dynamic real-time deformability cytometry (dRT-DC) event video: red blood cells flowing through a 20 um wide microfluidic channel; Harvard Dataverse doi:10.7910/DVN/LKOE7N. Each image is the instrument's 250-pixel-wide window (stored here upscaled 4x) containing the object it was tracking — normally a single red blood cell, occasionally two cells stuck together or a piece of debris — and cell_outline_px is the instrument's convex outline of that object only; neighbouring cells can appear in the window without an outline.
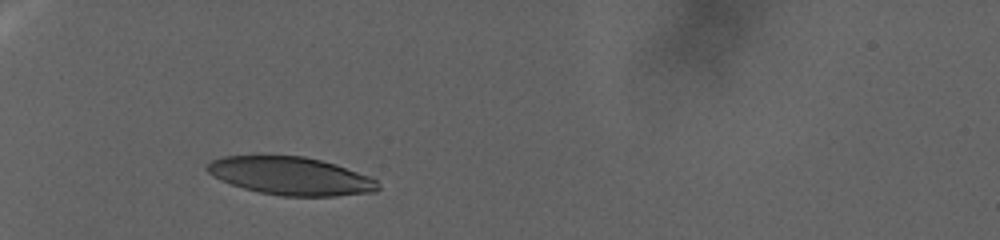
{"species": "human", "species_latin": "Homo sapiens", "temperature_condition": "warm", "stored_images_in_passage": 68, "camera_frame_rate_fps": 3000, "um_per_image_px": 0.085, "donor": {"sex": "female"}, "frame": {"image": 1, "passage_image": 1, "time_ms": 0.0, "image_size_px": [1000, 240], "cell_outline_px": [[380, 188], [376, 192], [336, 196], [280, 196], [260, 192], [244, 188], [220, 180], [212, 176], [204, 168], [204, 164], [212, 160], [224, 156], [260, 152], [304, 156], [336, 164], [368, 176], [376, 180], [380, 184]], "centroid_in_image_um": [24.63, 14.91], "position_along_channel_um": 60.4, "area_um2": 39.07}}
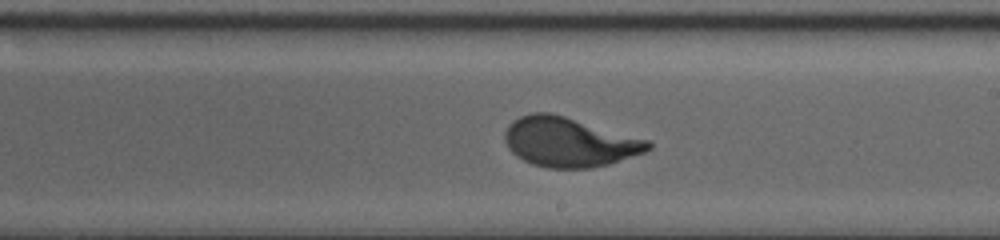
{"frame": {"image": 2, "passage_image": 36, "time_ms": 11.667, "image_size_px": [1000, 240], "cell_outline_px": [[652, 148], [644, 152], [608, 164], [592, 168], [548, 168], [532, 164], [516, 156], [508, 148], [504, 140], [504, 132], [508, 124], [520, 116], [532, 112], [548, 112], [564, 116], [648, 140], [652, 144]], "centroid_in_image_um": [48.33, 12.08], "position_along_channel_um": 240.7, "area_um2": 41.1}}
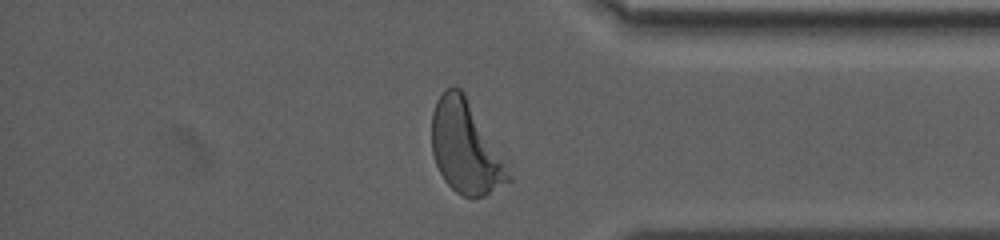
{"frame": {"image": 3, "passage_image": 63, "time_ms": 20.667, "image_size_px": [1000, 240], "cell_outline_px": [[512, 180], [484, 196], [464, 196], [456, 192], [444, 180], [436, 164], [432, 152], [432, 112], [436, 100], [448, 88], [460, 88], [464, 92], [508, 160], [512, 176]], "centroid_in_image_um": [39.63, 12.52], "position_along_channel_um": 395.6, "area_um2": 41.85}}